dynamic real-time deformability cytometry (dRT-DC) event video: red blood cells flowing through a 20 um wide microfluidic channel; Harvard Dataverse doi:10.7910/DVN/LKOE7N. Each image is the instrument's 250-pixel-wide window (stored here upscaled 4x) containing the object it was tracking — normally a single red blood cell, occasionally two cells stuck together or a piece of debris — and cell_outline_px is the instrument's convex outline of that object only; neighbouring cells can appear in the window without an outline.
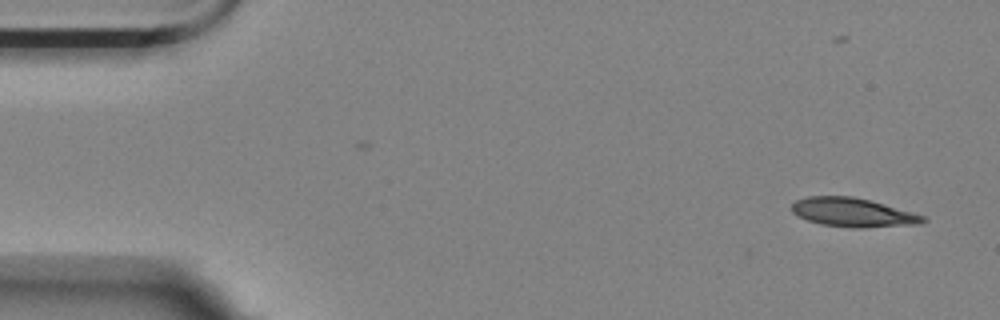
{"species": "Egyptian fruit bat (a non-hibernating species)", "species_latin": "Rousettus aegyptiacus", "temperature_condition": "room temperature", "stored_images_in_passage": 2, "camera_frame_rate_fps": 3000, "um_per_image_px": 0.085, "animal": {"sex": "female"}, "frame": {"image": 1, "passage_image": 2, "time_ms": 2.0, "image_size_px": [1000, 320], "cell_outline_px": [[928, 220], [920, 224], [860, 228], [852, 228], [820, 224], [796, 216], [792, 212], [792, 204], [796, 200], [808, 196], [852, 196], [884, 204], [912, 212], [924, 216]], "centroid_in_image_um": [72.48, 18.06], "position_along_channel_um": 12.5, "area_um2": 22.08}}